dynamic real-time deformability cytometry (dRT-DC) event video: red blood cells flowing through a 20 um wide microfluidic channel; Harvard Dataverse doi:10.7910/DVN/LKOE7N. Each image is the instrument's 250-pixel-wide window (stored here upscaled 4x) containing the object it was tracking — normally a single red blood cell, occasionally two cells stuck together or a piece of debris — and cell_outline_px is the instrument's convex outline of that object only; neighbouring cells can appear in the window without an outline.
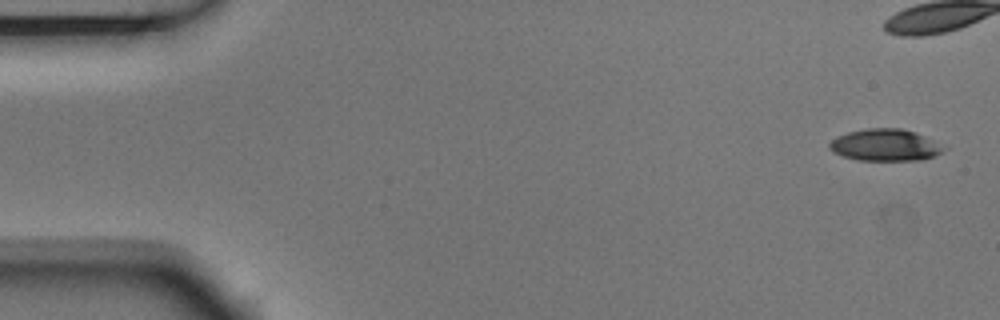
{"species": "Egyptian fruit bat (a non-hibernating species)", "species_latin": "Rousettus aegyptiacus", "temperature_condition": "room temperature", "stored_images_in_passage": 5, "camera_frame_rate_fps": 3000, "um_per_image_px": 0.085, "animal": {"sex": "male"}, "frame": {"image": 1, "passage_image": 1, "time_ms": 0.0, "image_size_px": [1000, 320], "cell_outline_px": [[948, 148], [944, 152], [936, 156], [924, 160], [860, 160], [844, 156], [832, 152], [828, 148], [828, 144], [836, 136], [848, 132], [868, 128], [900, 128], [916, 132]], "centroid_in_image_um": [75.26, 12.33], "position_along_channel_um": 9.7, "area_um2": 21.39}}